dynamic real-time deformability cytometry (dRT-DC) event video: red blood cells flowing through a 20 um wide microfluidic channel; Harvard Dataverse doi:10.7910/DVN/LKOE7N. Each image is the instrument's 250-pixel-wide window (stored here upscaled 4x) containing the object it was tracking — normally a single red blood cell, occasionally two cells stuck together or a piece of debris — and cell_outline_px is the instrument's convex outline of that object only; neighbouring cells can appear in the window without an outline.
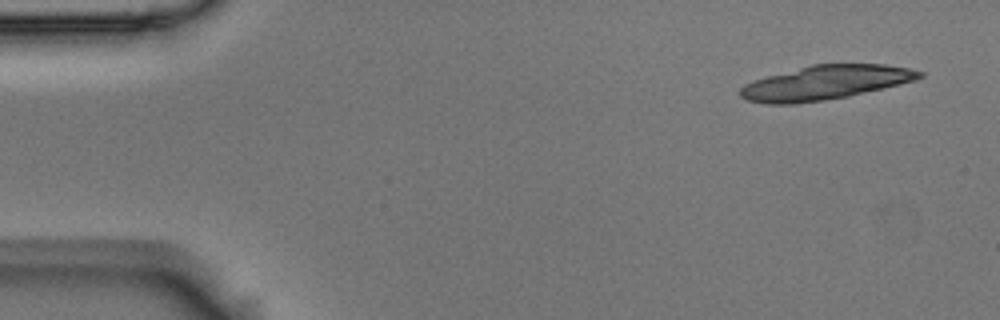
{"species": "Egyptian fruit bat (a non-hibernating species)", "species_latin": "Rousettus aegyptiacus", "temperature_condition": "room temperature", "stored_images_in_passage": 9, "camera_frame_rate_fps": 3000, "um_per_image_px": 0.085, "animal": {"sex": "male"}, "frame": {"image": 1, "passage_image": 1, "time_ms": 0.0, "image_size_px": [1000, 320], "cell_outline_px": [[924, 76], [916, 80], [900, 84], [848, 96], [824, 100], [792, 104], [768, 104], [748, 100], [740, 96], [740, 88], [744, 84], [768, 76], [812, 64], [884, 64], [908, 68], [924, 72]], "centroid_in_image_um": [70.17, 7.02], "position_along_channel_um": 14.8, "area_um2": 35.37}}
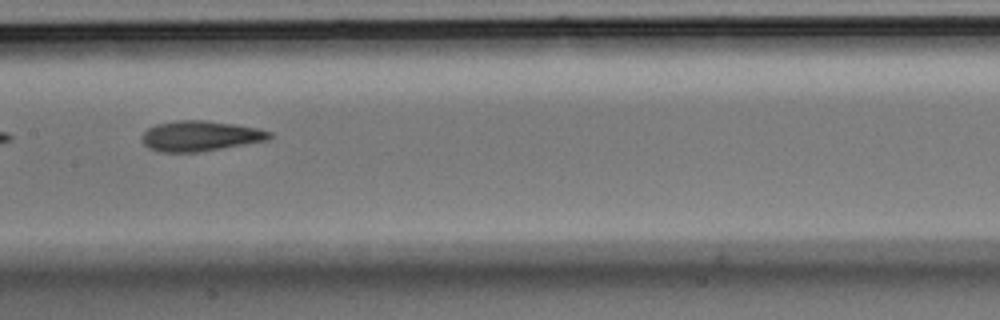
{"frame": {"image": 2, "passage_image": 7, "time_ms": 2.0, "image_size_px": [1000, 320], "cell_outline_px": [[272, 136], [268, 140], [196, 152], [160, 152], [148, 148], [144, 144], [144, 132], [148, 128], [156, 124], [176, 120], [204, 120], [236, 124], [260, 128], [272, 132]], "centroid_in_image_um": [17.04, 11.54], "position_along_channel_um": 190.4, "area_um2": 22.43}}
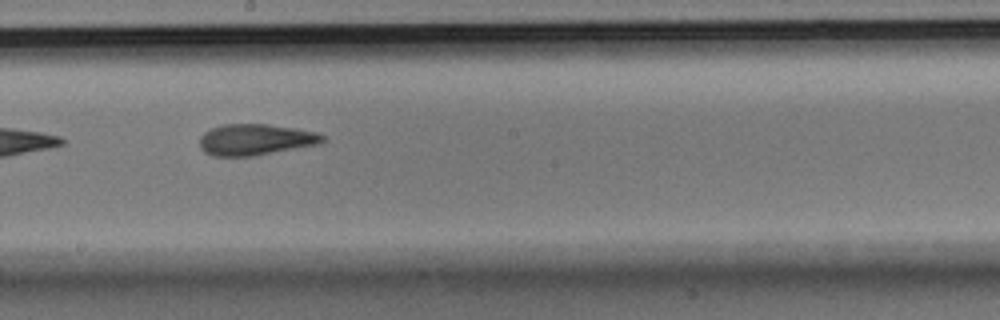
{"frame": {"image": 3, "passage_image": 8, "time_ms": 2.333, "image_size_px": [1000, 320], "cell_outline_px": [[324, 140], [320, 144], [252, 156], [212, 156], [204, 152], [200, 148], [200, 136], [204, 132], [212, 128], [224, 124], [268, 124], [296, 128], [316, 132], [324, 136]], "centroid_in_image_um": [21.7, 11.86], "position_along_channel_um": 226.5, "area_um2": 22.37}}